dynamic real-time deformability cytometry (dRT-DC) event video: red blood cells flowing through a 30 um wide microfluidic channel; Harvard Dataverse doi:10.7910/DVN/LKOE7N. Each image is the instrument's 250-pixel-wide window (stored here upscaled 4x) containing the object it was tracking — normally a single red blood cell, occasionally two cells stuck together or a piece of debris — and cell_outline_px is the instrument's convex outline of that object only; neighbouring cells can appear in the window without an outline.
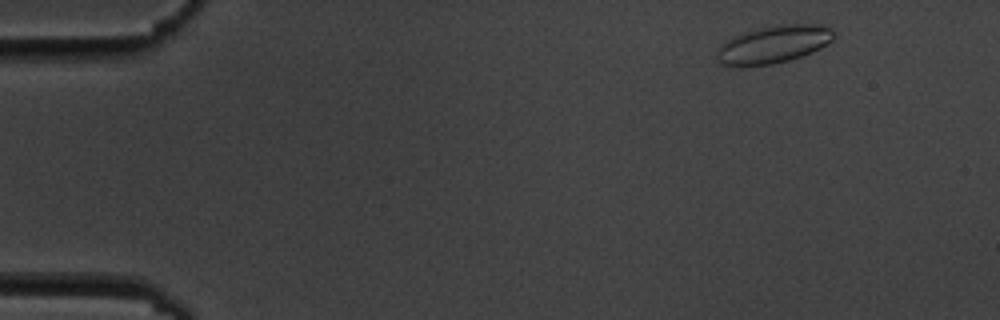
{"species": "common noctule bat (a hibernating species)", "species_latin": "Nyctalus noctula", "temperature_condition": "cold", "stored_images_in_passage": 4, "camera_frame_rate_fps": 3000, "um_per_image_px": 0.085, "animal": {"sex": "male", "body_mass_g": 19.5, "forearm_length_mm": 54.6}, "frame": {"image": 1, "passage_image": 1, "time_ms": 0.0, "image_size_px": [1000, 320], "cell_outline_px": [[836, 36], [828, 44], [812, 52], [788, 60], [772, 64], [744, 68], [740, 68], [720, 64], [716, 60], [716, 48], [720, 44], [732, 36], [744, 32], [760, 28], [780, 24], [820, 24], [832, 28]], "centroid_in_image_um": [65.69, 3.79], "position_along_channel_um": 19.3, "area_um2": 26.3}}
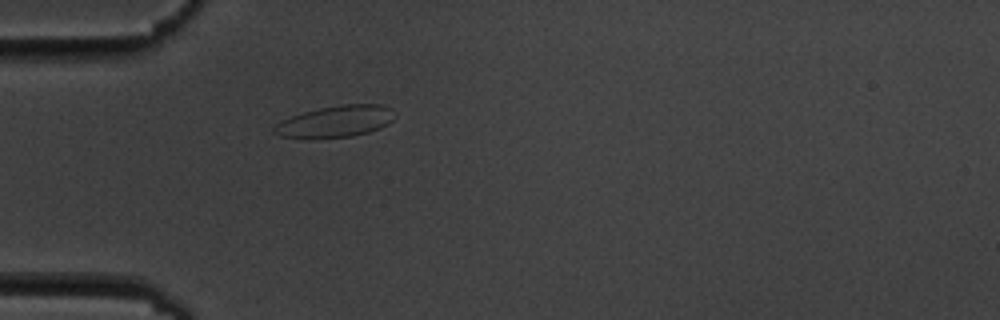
{"frame": {"image": 2, "passage_image": 4, "time_ms": 3.667, "image_size_px": [1000, 320], "cell_outline_px": [[396, 116], [388, 124], [380, 128], [368, 132], [352, 136], [280, 136], [272, 132], [272, 128], [276, 124], [292, 116], [304, 112], [320, 108], [340, 104], [380, 104], [392, 108], [396, 112]], "centroid_in_image_um": [28.62, 10.28], "position_along_channel_um": 56.4, "area_um2": 21.62}}